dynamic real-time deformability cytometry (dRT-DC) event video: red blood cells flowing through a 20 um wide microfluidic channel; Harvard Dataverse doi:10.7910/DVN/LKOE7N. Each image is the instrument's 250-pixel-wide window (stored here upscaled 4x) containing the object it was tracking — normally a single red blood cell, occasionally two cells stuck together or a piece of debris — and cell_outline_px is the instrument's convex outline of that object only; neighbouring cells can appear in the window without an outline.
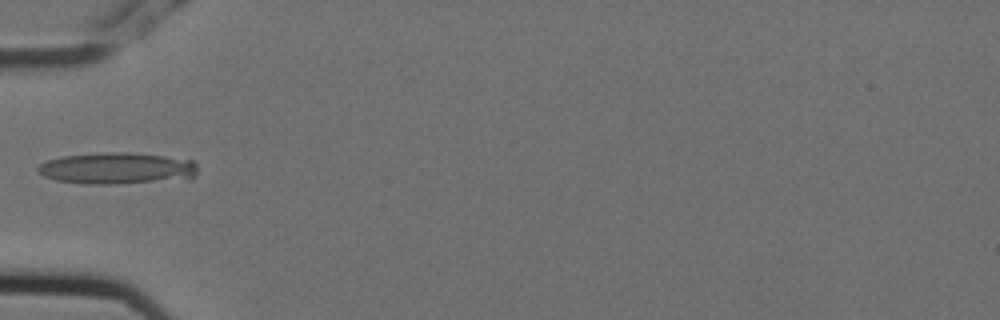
{"species": "Egyptian fruit bat (a non-hibernating species)", "species_latin": "Rousettus aegyptiacus", "temperature_condition": "cold", "stored_images_in_passage": 10, "camera_frame_rate_fps": 3000, "um_per_image_px": 0.085, "animal": {"sex": "female"}, "frame": {"image": 1, "passage_image": 5, "time_ms": 1.333, "image_size_px": [1000, 320], "cell_outline_px": [[196, 176], [192, 180], [116, 184], [84, 184], [56, 180], [44, 176], [36, 168], [40, 164], [48, 160], [64, 156], [104, 152], [128, 152], [164, 156], [192, 160], [196, 164]], "centroid_in_image_um": [10.03, 14.33], "position_along_channel_um": 75.0, "area_um2": 29.82}}